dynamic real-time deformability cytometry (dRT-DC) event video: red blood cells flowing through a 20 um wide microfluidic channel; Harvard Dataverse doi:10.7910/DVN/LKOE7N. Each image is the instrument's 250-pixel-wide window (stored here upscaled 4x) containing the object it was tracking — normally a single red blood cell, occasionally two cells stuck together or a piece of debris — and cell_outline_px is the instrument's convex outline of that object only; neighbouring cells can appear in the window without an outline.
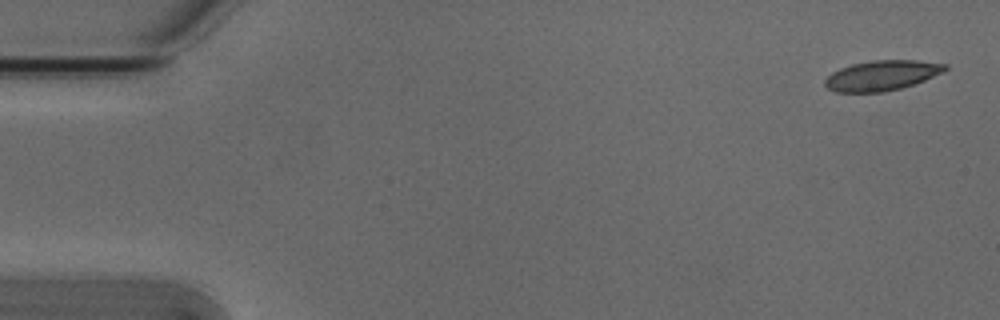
{"species": "Egyptian fruit bat (a non-hibernating species)", "species_latin": "Rousettus aegyptiacus", "temperature_condition": "cold", "stored_images_in_passage": 4, "camera_frame_rate_fps": 3000, "um_per_image_px": 0.085, "animal": {"sex": "male"}, "frame": {"image": 1, "passage_image": 1, "time_ms": 0.0, "image_size_px": [1000, 320], "cell_outline_px": [[948, 68], [944, 72], [924, 80], [900, 88], [884, 92], [836, 92], [828, 88], [824, 84], [824, 80], [832, 72], [840, 68], [852, 64], [872, 60], [916, 60], [948, 64]], "centroid_in_image_um": [74.96, 6.41], "position_along_channel_um": 10.0, "area_um2": 21.04}}
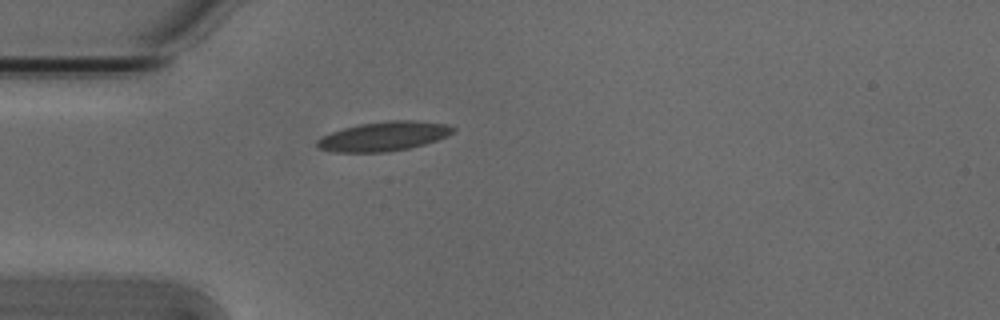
{"frame": {"image": 2, "passage_image": 4, "time_ms": 1.0, "image_size_px": [1000, 320], "cell_outline_px": [[456, 128], [448, 136], [424, 144], [408, 148], [388, 152], [332, 152], [316, 148], [316, 140], [320, 136], [344, 128], [360, 124], [388, 120], [412, 120], [448, 124]], "centroid_in_image_um": [32.58, 11.59], "position_along_channel_um": 52.4, "area_um2": 23.35}}